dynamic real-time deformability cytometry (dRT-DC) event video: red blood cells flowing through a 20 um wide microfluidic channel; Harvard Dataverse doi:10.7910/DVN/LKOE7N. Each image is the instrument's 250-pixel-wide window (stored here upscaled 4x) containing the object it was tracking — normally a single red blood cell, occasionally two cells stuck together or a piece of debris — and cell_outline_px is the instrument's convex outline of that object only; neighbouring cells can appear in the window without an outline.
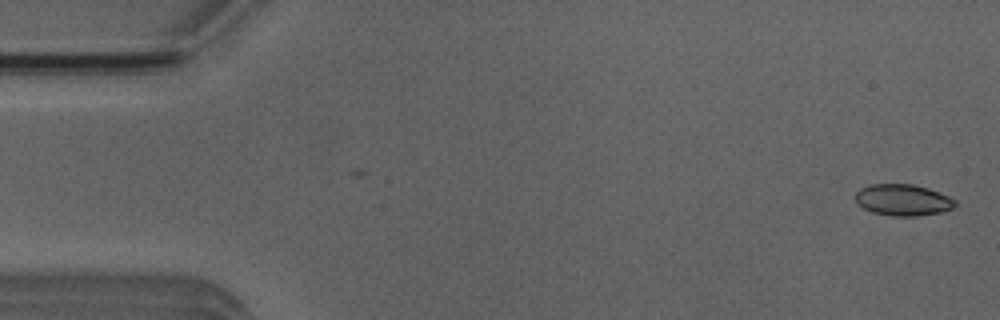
{"species": "Egyptian fruit bat (a non-hibernating species)", "species_latin": "Rousettus aegyptiacus", "temperature_condition": "room temperature", "stored_images_in_passage": 52, "camera_frame_rate_fps": 3000, "um_per_image_px": 0.085, "animal": {"sex": "male"}, "frame": {"image": 1, "passage_image": 2, "time_ms": 0.333, "image_size_px": [1000, 320], "cell_outline_px": [[956, 204], [952, 208], [940, 212], [916, 216], [892, 216], [872, 212], [856, 204], [856, 192], [860, 188], [872, 184], [912, 184], [928, 188], [948, 196], [956, 200]], "centroid_in_image_um": [76.73, 16.99], "position_along_channel_um": 8.3, "area_um2": 18.21}}
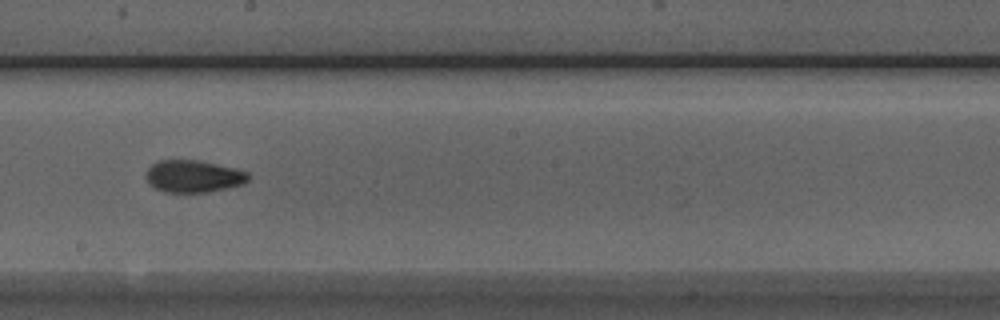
{"frame": {"image": 2, "passage_image": 29, "time_ms": 9.333, "image_size_px": [1000, 320], "cell_outline_px": [[248, 180], [244, 184], [208, 192], [164, 192], [148, 184], [144, 176], [148, 168], [156, 160], [200, 160], [236, 168], [248, 172]], "centroid_in_image_um": [16.41, 14.97], "position_along_channel_um": 231.8, "area_um2": 19.42}}
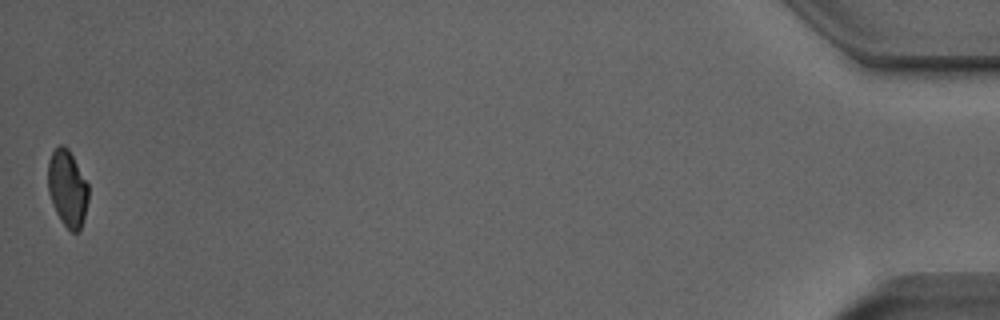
{"frame": {"image": 3, "passage_image": 52, "time_ms": 17.0, "image_size_px": [1000, 320], "cell_outline_px": [[88, 200], [84, 220], [80, 232], [72, 232], [60, 220], [56, 212], [48, 192], [48, 160], [52, 152], [60, 144], [64, 144], [68, 148], [88, 184]], "centroid_in_image_um": [5.73, 16.02], "position_along_channel_um": 429.5, "area_um2": 18.09}, "authors_computed_cell_mechanics": {"area_um2": 18.9295, "velocity_mm_per_s": 3.931, "shape_relaxation_time_tau1_ms": 7.8622, "shape_relaxation_time_tau2_ms": 2.2328, "deformation_change_tau1": 0.1705, "deformation_change_tau2": 0.0834}}